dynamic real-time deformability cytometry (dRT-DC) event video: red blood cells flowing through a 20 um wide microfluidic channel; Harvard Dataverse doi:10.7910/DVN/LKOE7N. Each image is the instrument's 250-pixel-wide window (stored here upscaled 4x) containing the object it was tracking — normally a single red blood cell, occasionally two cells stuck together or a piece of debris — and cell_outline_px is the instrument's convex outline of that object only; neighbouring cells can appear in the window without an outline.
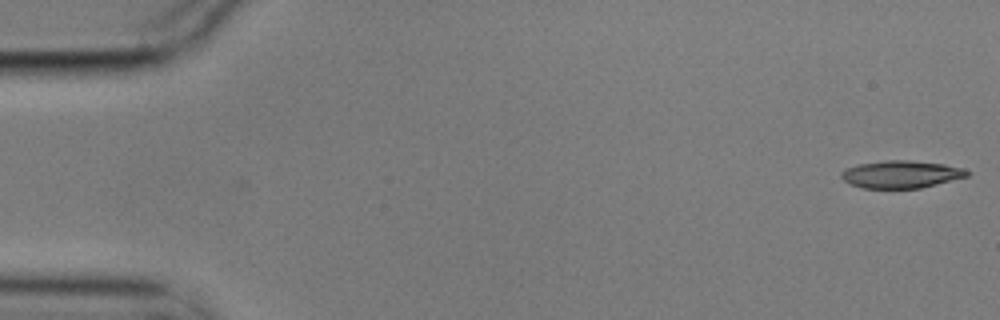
{"species": "common noctule bat (a hibernating species)", "species_latin": "Nyctalus noctula", "temperature_condition": "cold", "stored_images_in_passage": 56, "camera_frame_rate_fps": 3000, "um_per_image_px": 0.085, "animal": {"sex": "male", "body_mass_g": 17.9}, "frame": {"image": 1, "passage_image": 1, "time_ms": 0.0, "image_size_px": [1000, 320], "cell_outline_px": [[972, 172], [968, 176], [920, 188], [860, 188], [844, 180], [840, 176], [840, 172], [848, 168], [860, 164], [888, 160], [908, 160], [944, 164], [964, 168]], "centroid_in_image_um": [76.62, 14.81], "position_along_channel_um": 8.4, "area_um2": 20.0}}
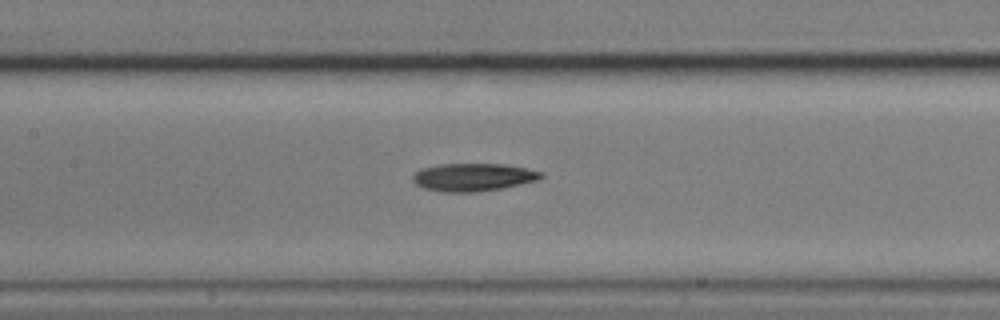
{"frame": {"image": 2, "passage_image": 26, "time_ms": 8.333, "image_size_px": [1000, 320], "cell_outline_px": [[544, 176], [540, 180], [500, 188], [476, 192], [444, 192], [424, 188], [416, 184], [412, 180], [412, 176], [420, 168], [440, 164], [504, 164], [544, 172]], "centroid_in_image_um": [40.22, 15.06], "position_along_channel_um": 167.2, "area_um2": 20.81}}
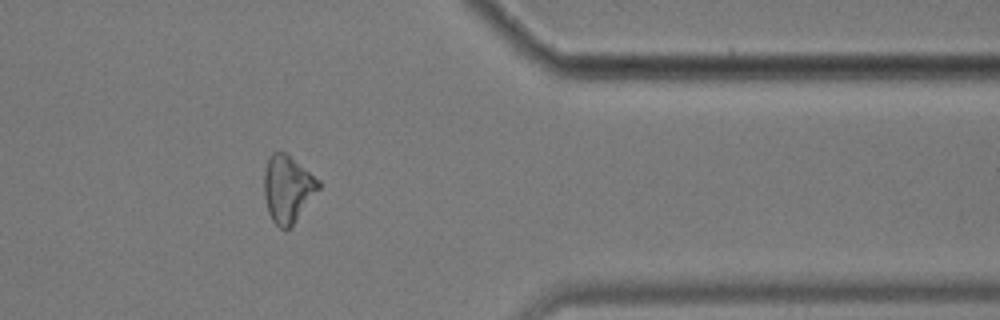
{"frame": {"image": 3, "passage_image": 46, "time_ms": 15.0, "image_size_px": [1000, 320], "cell_outline_px": [[320, 188], [292, 224], [284, 232], [272, 220], [268, 212], [264, 196], [264, 172], [268, 156], [272, 152], [288, 152], [320, 180]], "centroid_in_image_um": [24.44, 16.0], "position_along_channel_um": 387.0, "area_um2": 21.44}}